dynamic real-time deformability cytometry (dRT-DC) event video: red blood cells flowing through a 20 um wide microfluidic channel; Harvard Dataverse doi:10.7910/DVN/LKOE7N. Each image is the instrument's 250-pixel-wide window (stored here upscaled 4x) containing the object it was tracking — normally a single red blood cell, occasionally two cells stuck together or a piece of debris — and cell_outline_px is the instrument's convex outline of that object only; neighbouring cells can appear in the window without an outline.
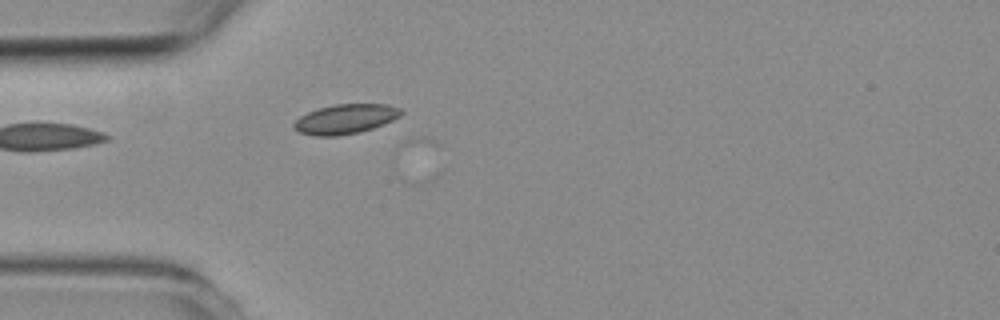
{"species": "common noctule bat (a hibernating species)", "species_latin": "Nyctalus noctula", "temperature_condition": "room temperature", "stored_images_in_passage": 2, "camera_frame_rate_fps": 3000, "um_per_image_px": 0.085, "animal": {"sex": "female", "body_mass_g": 19.3, "forearm_length_mm": 54.1}, "frame": {"image": 1, "passage_image": 2, "time_ms": 1.333, "image_size_px": [1000, 320], "cell_outline_px": [[404, 112], [400, 116], [384, 124], [360, 132], [340, 136], [316, 136], [300, 132], [292, 128], [292, 124], [300, 116], [308, 112], [320, 108], [336, 104], [388, 104], [400, 108]], "centroid_in_image_um": [29.36, 10.12], "position_along_channel_um": 55.6, "area_um2": 18.55}}